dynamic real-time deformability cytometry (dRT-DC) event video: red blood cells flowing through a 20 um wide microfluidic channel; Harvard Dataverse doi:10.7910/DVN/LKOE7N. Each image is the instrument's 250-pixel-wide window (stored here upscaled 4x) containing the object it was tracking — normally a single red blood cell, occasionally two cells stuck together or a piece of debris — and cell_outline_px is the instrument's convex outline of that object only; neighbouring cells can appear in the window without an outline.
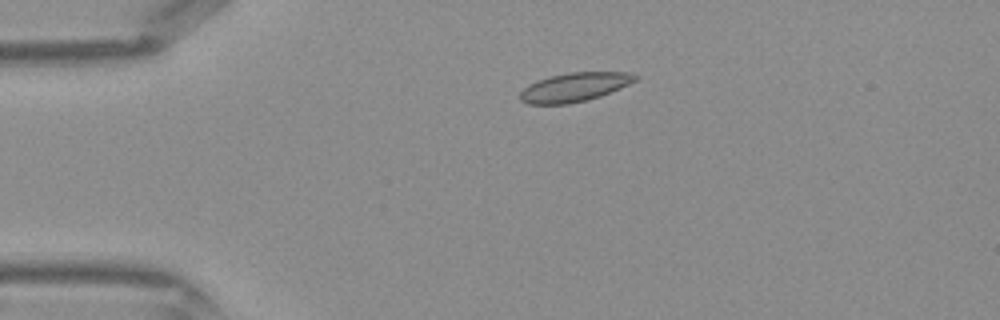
{"species": "Egyptian fruit bat (a non-hibernating species)", "species_latin": "Rousettus aegyptiacus", "temperature_condition": "warm", "stored_images_in_passage": 39, "camera_frame_rate_fps": 3000, "um_per_image_px": 0.085, "frame": {"image": 1, "passage_image": 6, "time_ms": 1.667, "image_size_px": [1000, 320], "cell_outline_px": [[640, 76], [636, 80], [620, 88], [600, 96], [588, 100], [568, 104], [528, 104], [520, 100], [520, 92], [528, 84], [536, 80], [548, 76], [568, 72], [628, 72]], "centroid_in_image_um": [48.81, 7.4], "position_along_channel_um": 36.2, "area_um2": 19.54}}
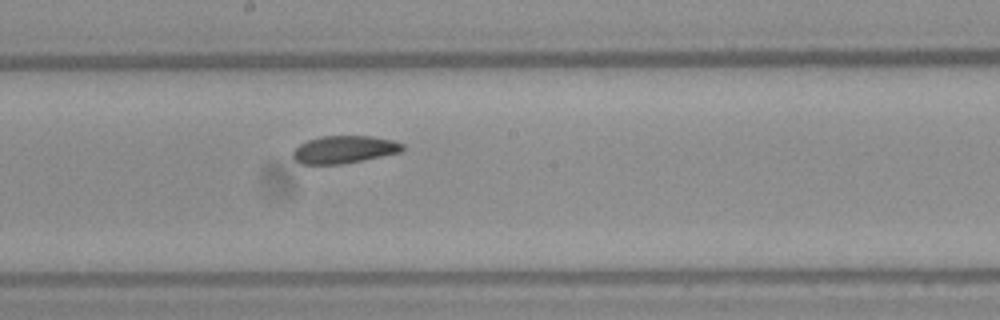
{"frame": {"image": 2, "passage_image": 20, "time_ms": 6.333, "image_size_px": [1000, 320], "cell_outline_px": [[404, 148], [400, 152], [340, 164], [300, 164], [292, 156], [292, 152], [300, 144], [308, 140], [320, 136], [372, 136], [392, 140], [404, 144]], "centroid_in_image_um": [29.23, 12.7], "position_along_channel_um": 219.0, "area_um2": 17.4}}
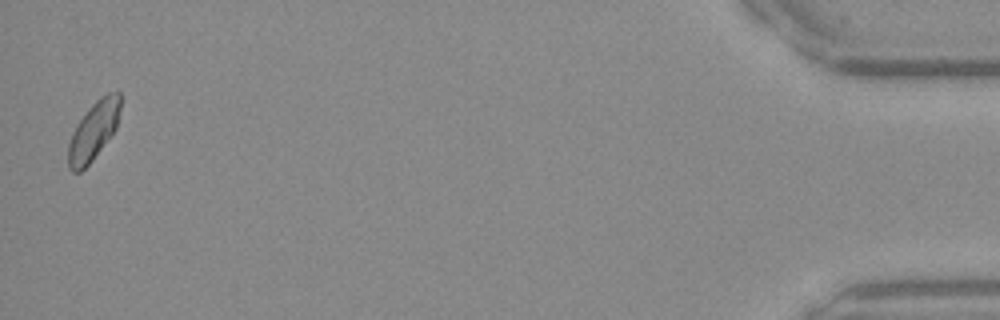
{"frame": {"image": 3, "passage_image": 39, "time_ms": 12.667, "image_size_px": [1000, 320], "cell_outline_px": [[120, 108], [116, 128], [92, 160], [80, 172], [72, 172], [68, 168], [68, 144], [72, 132], [80, 120], [92, 104], [100, 96], [108, 92], [120, 92]], "centroid_in_image_um": [7.94, 11.12], "position_along_channel_um": 427.3, "area_um2": 17.46}}